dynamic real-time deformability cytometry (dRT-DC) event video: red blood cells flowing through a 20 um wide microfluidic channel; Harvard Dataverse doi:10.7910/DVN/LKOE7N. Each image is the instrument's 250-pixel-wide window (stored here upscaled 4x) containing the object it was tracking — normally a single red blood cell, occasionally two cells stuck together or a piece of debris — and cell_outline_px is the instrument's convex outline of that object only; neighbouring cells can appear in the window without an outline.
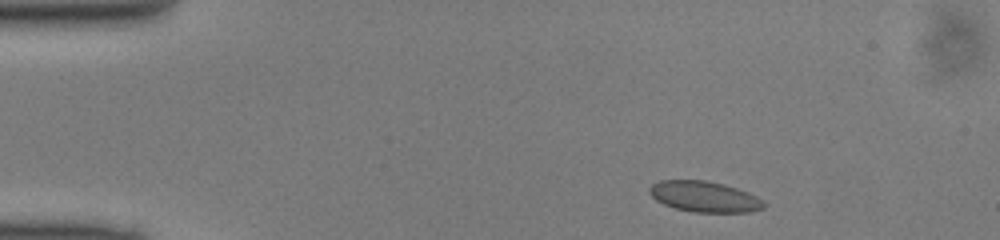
{"species": "common noctule bat (a hibernating species)", "species_latin": "Nyctalus noctula", "temperature_condition": "cold", "stored_images_in_passage": 43, "camera_frame_rate_fps": 3000, "um_per_image_px": 0.085, "animal": {"sex": "male", "body_mass_g": 13.0, "forearm_length_mm": 53.1}, "frame": {"image": 1, "passage_image": 1, "time_ms": 0.0, "image_size_px": [1000, 240], "cell_outline_px": [[764, 208], [748, 212], [692, 212], [676, 208], [664, 204], [656, 200], [648, 192], [648, 188], [652, 184], [660, 180], [708, 180], [724, 184], [748, 192], [756, 196], [764, 204]], "centroid_in_image_um": [59.83, 16.7], "position_along_channel_um": 25.2, "area_um2": 20.46}}
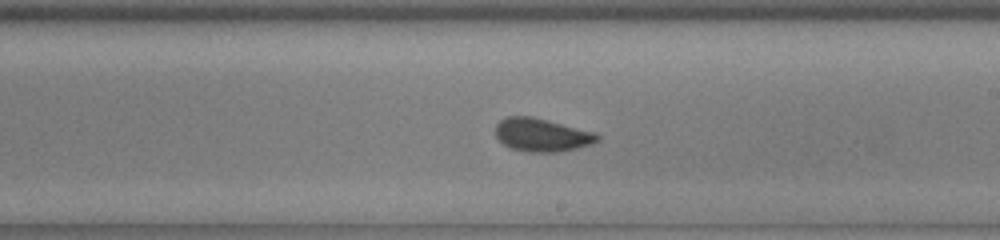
{"frame": {"image": 2, "passage_image": 22, "time_ms": 7.0, "image_size_px": [1000, 240], "cell_outline_px": [[600, 140], [592, 144], [576, 148], [556, 152], [528, 152], [512, 148], [504, 144], [496, 136], [496, 124], [500, 120], [508, 116], [532, 116], [596, 132], [600, 136]], "centroid_in_image_um": [46.08, 11.46], "position_along_channel_um": 242.9, "area_um2": 19.71}}
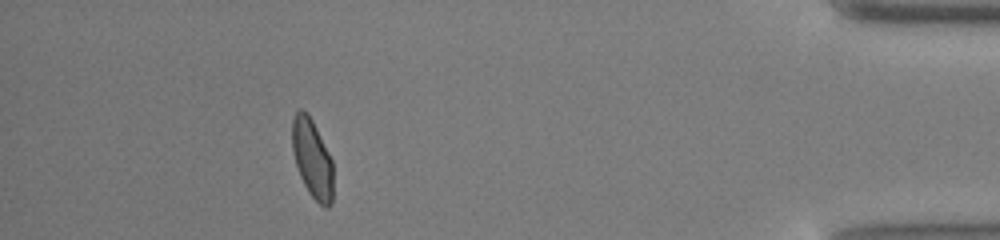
{"frame": {"image": 3, "passage_image": 38, "time_ms": 12.333, "image_size_px": [1000, 240], "cell_outline_px": [[332, 204], [328, 208], [324, 208], [308, 192], [300, 176], [292, 152], [292, 120], [296, 112], [300, 108], [304, 108], [308, 112], [332, 160]], "centroid_in_image_um": [26.52, 13.47], "position_along_channel_um": 408.7, "area_um2": 18.79}}